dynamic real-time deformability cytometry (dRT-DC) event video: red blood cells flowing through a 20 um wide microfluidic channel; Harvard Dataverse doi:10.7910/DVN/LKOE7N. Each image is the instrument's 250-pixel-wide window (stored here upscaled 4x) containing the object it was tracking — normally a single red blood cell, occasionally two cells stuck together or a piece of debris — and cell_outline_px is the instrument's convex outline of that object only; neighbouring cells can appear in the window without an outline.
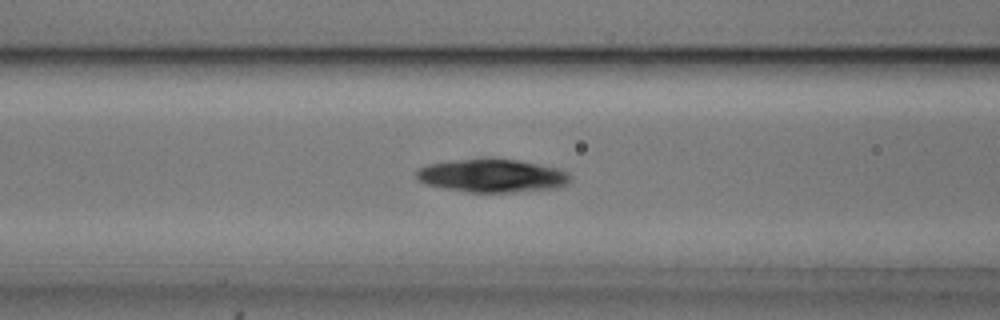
{"species": "common noctule bat (a hibernating species)", "species_latin": "Nyctalus noctula", "temperature_condition": "cold", "stored_images_in_passage": 43, "camera_frame_rate_fps": 3000, "um_per_image_px": 0.085, "animal": {"sex": "male", "body_mass_g": 20.5, "forearm_length_mm": 52.5}, "frame": {"image": 1, "passage_image": 16, "time_ms": 5.0, "image_size_px": [1000, 320], "cell_outline_px": [[572, 176], [568, 184], [556, 188], [512, 192], [468, 192], [444, 188], [428, 184], [420, 180], [416, 176], [416, 168], [428, 164], [484, 156], [492, 156], [520, 160], [560, 168], [568, 172]], "centroid_in_image_um": [41.87, 14.89], "position_along_channel_um": 124.7, "area_um2": 30.52}}
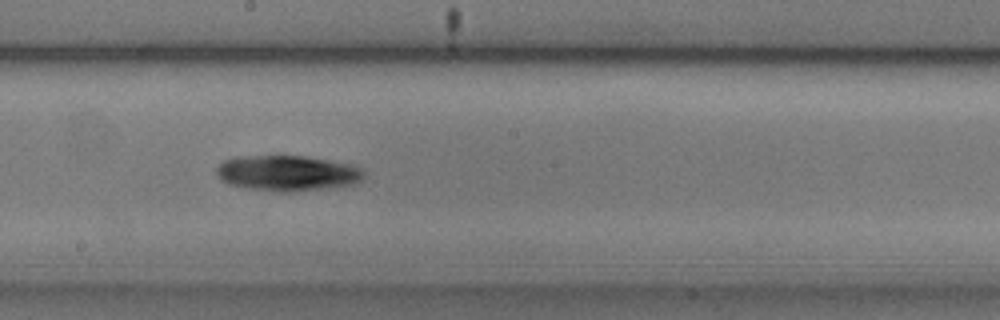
{"frame": {"image": 2, "passage_image": 24, "time_ms": 7.667, "image_size_px": [1000, 320], "cell_outline_px": [[364, 180], [356, 184], [328, 188], [292, 192], [276, 192], [248, 188], [228, 184], [220, 180], [216, 172], [216, 168], [224, 160], [252, 156], [304, 156], [352, 164], [360, 168], [364, 172]], "centroid_in_image_um": [24.47, 14.74], "position_along_channel_um": 223.7, "area_um2": 30.63}}
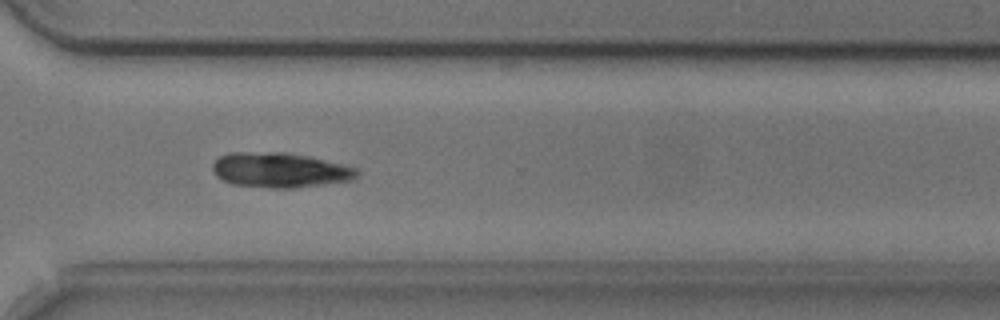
{"frame": {"image": 3, "passage_image": 34, "time_ms": 11.0, "image_size_px": [1000, 320], "cell_outline_px": [[360, 172], [352, 180], [324, 184], [292, 188], [272, 188], [232, 184], [216, 176], [212, 168], [212, 164], [220, 156], [228, 152], [284, 152], [344, 164], [356, 168]], "centroid_in_image_um": [23.77, 14.46], "position_along_channel_um": 346.8, "area_um2": 29.25}}